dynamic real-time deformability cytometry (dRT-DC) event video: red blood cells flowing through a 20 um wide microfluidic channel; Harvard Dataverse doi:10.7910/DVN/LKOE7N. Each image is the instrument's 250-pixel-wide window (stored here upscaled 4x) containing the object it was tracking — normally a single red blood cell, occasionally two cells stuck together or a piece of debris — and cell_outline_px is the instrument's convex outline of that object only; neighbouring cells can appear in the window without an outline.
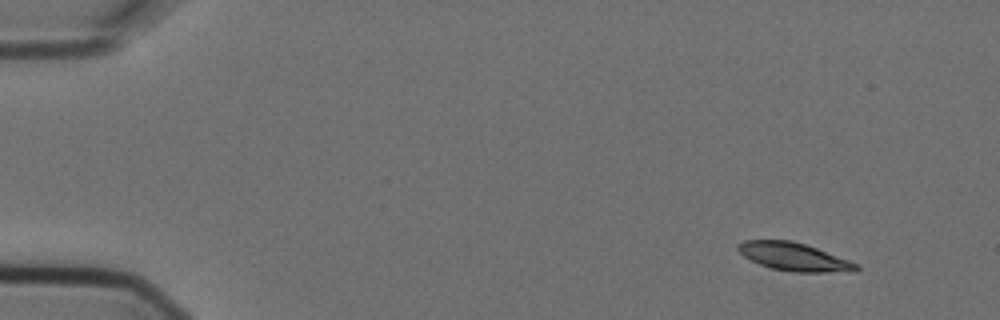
{"species": "Egyptian fruit bat (a non-hibernating species)", "species_latin": "Rousettus aegyptiacus", "temperature_condition": "cold", "stored_images_in_passage": 5, "camera_frame_rate_fps": 3000, "um_per_image_px": 0.085, "animal": {"sex": "female"}, "frame": {"image": 1, "passage_image": 1, "time_ms": 0.0, "image_size_px": [1000, 320], "cell_outline_px": [[860, 268], [856, 272], [796, 272], [772, 268], [760, 264], [744, 256], [736, 248], [736, 244], [744, 240], [792, 240], [816, 248], [860, 264]], "centroid_in_image_um": [67.52, 21.83], "position_along_channel_um": 17.5, "area_um2": 19.31}}
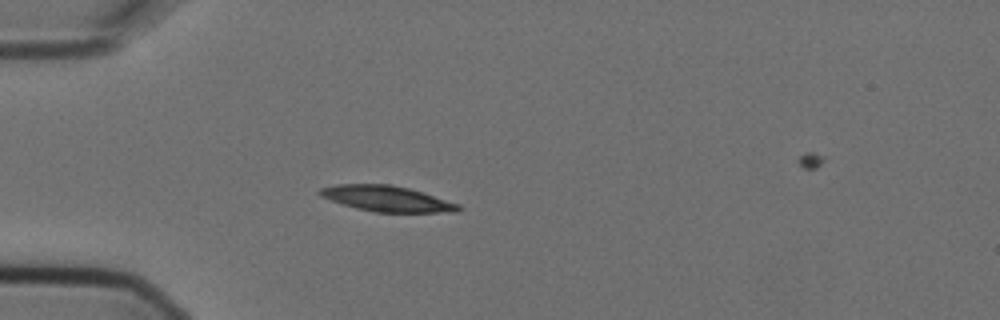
{"frame": {"image": 2, "passage_image": 4, "time_ms": 1.0, "image_size_px": [1000, 320], "cell_outline_px": [[464, 208], [460, 212], [376, 212], [356, 208], [320, 196], [316, 192], [320, 188], [336, 184], [388, 184], [408, 188], [460, 204]], "centroid_in_image_um": [32.9, 16.89], "position_along_channel_um": 52.1, "area_um2": 20.63}}